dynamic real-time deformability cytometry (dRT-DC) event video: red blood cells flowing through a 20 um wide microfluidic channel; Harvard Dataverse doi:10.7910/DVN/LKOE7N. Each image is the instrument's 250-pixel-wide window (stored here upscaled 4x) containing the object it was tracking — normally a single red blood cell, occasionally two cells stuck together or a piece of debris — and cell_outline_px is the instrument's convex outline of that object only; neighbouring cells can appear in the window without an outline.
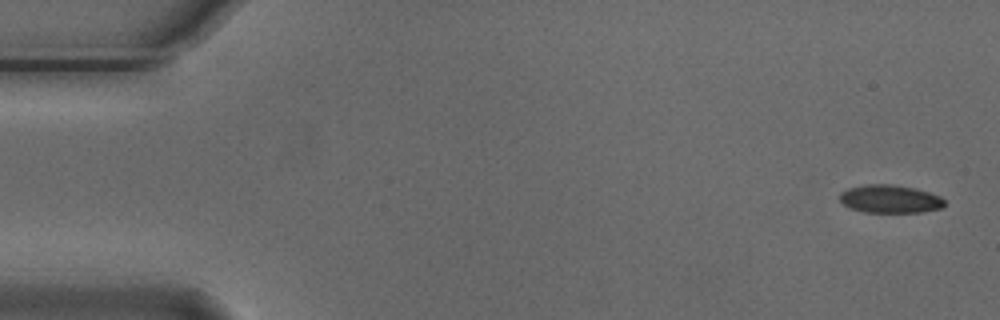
{"species": "Egyptian fruit bat (a non-hibernating species)", "species_latin": "Rousettus aegyptiacus", "temperature_condition": "cold", "stored_images_in_passage": 4, "camera_frame_rate_fps": 3000, "um_per_image_px": 0.085, "animal": {"sex": "male"}, "frame": {"image": 1, "passage_image": 1, "time_ms": 0.0, "image_size_px": [1000, 320], "cell_outline_px": [[944, 208], [920, 212], [864, 212], [848, 208], [840, 200], [840, 192], [848, 188], [864, 184], [892, 184], [916, 188], [940, 196], [944, 200]], "centroid_in_image_um": [75.64, 16.91], "position_along_channel_um": 9.4, "area_um2": 17.28}}